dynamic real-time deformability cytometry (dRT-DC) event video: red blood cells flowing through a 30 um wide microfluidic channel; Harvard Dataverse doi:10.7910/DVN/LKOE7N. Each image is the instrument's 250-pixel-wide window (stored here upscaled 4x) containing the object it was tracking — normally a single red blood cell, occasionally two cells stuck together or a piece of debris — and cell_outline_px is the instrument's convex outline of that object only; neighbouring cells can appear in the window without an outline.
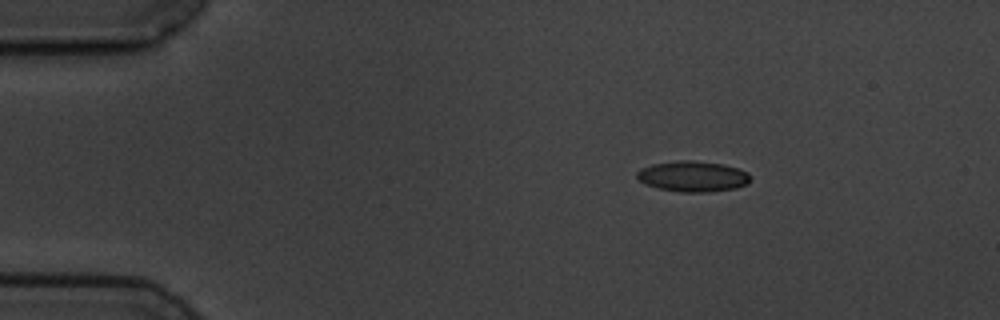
{"species": "common noctule bat (a hibernating species)", "species_latin": "Nyctalus noctula", "temperature_condition": "cold", "stored_images_in_passage": 3, "camera_frame_rate_fps": 3000, "um_per_image_px": 0.085, "animal": {"sex": "male", "body_mass_g": 19.5, "forearm_length_mm": 54.6}, "frame": {"image": 1, "passage_image": 1, "time_ms": 0.0, "image_size_px": [1000, 320], "cell_outline_px": [[748, 184], [736, 188], [708, 192], [680, 192], [660, 188], [644, 184], [636, 176], [636, 172], [640, 168], [652, 164], [680, 160], [692, 160], [724, 164], [748, 172]], "centroid_in_image_um": [58.86, 14.99], "position_along_channel_um": 26.1, "area_um2": 20.23}}